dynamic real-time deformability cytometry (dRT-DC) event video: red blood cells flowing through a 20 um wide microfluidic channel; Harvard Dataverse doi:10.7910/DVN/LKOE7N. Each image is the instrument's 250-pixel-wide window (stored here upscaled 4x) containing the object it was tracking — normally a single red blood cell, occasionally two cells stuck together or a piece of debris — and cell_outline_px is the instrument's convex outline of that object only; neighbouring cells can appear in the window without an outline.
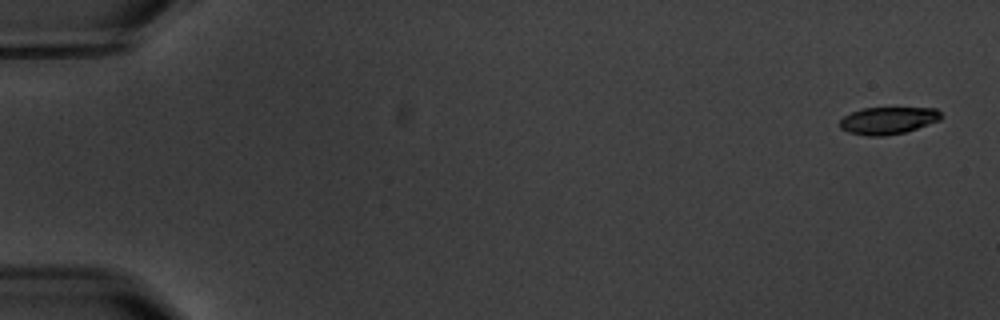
{"species": "common noctule bat (a hibernating species)", "species_latin": "Nyctalus noctula", "temperature_condition": "warm", "stored_images_in_passage": 9, "camera_frame_rate_fps": 3000, "um_per_image_px": 0.085, "animal": {"sex": "male", "body_mass_g": 20.1, "forearm_length_mm": 53.5}, "frame": {"image": 1, "passage_image": 1, "time_ms": 0.0, "image_size_px": [1000, 320], "cell_outline_px": [[944, 116], [940, 120], [904, 132], [884, 136], [868, 136], [848, 132], [840, 128], [840, 120], [844, 116], [852, 112], [864, 108], [936, 108]], "centroid_in_image_um": [75.49, 10.24], "position_along_channel_um": 9.5, "area_um2": 15.95}}
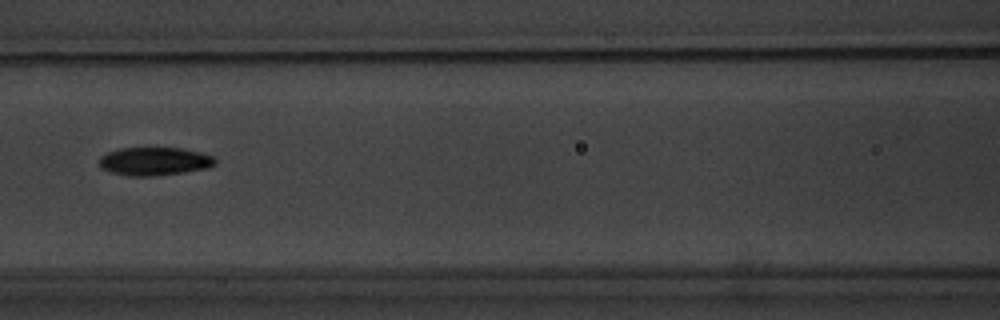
{"frame": {"image": 2, "passage_image": 8, "time_ms": 8.333, "image_size_px": [1000, 320], "cell_outline_px": [[216, 164], [208, 168], [184, 172], [152, 176], [128, 176], [112, 172], [100, 168], [100, 156], [108, 152], [120, 148], [184, 148], [200, 152], [212, 156], [216, 160]], "centroid_in_image_um": [13.14, 13.71], "position_along_channel_um": 153.5, "area_um2": 19.07}}
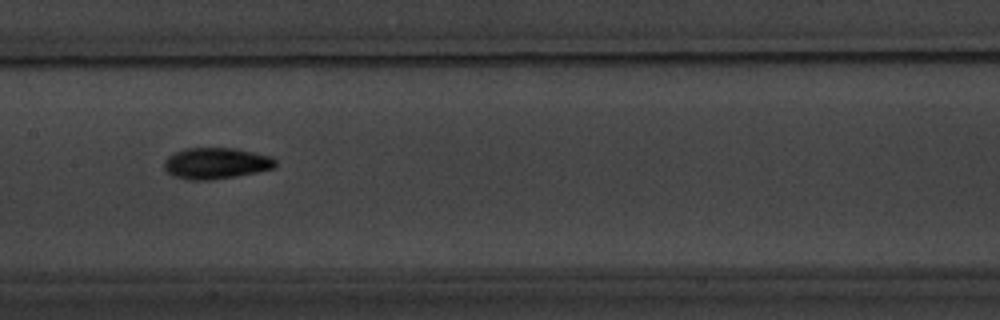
{"frame": {"image": 3, "passage_image": 9, "time_ms": 9.333, "image_size_px": [1000, 320], "cell_outline_px": [[276, 168], [236, 176], [208, 180], [188, 180], [172, 176], [164, 168], [164, 160], [168, 156], [184, 148], [236, 148], [272, 156], [276, 160]], "centroid_in_image_um": [18.37, 13.88], "position_along_channel_um": 189.0, "area_um2": 20.4}}